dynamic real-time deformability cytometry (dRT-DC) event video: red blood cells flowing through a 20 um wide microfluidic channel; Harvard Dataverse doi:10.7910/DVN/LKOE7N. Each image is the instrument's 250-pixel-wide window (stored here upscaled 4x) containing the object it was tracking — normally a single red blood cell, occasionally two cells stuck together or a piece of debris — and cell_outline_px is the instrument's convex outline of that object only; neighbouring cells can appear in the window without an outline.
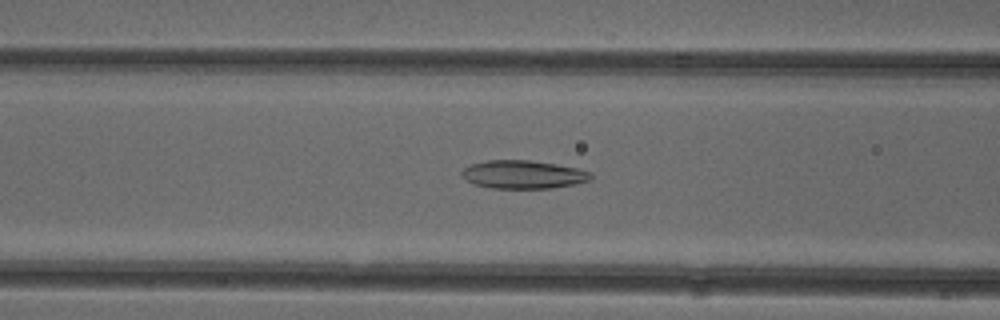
{"species": "common noctule bat (a hibernating species)", "species_latin": "Nyctalus noctula", "temperature_condition": "cold", "stored_images_in_passage": 36, "camera_frame_rate_fps": 3000, "um_per_image_px": 0.085, "animal": {"sex": "female"}, "frame": {"image": 1, "passage_image": 5, "time_ms": 1.333, "image_size_px": [1000, 320], "cell_outline_px": [[592, 180], [576, 184], [552, 188], [492, 188], [476, 184], [460, 176], [460, 172], [464, 168], [472, 164], [488, 160], [528, 160], [556, 164], [576, 168], [592, 172]], "centroid_in_image_um": [44.5, 14.83], "position_along_channel_um": 122.1, "area_um2": 21.21}}
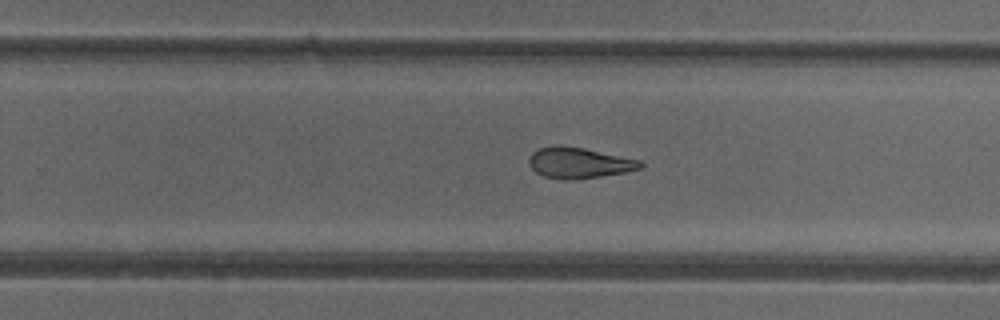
{"frame": {"image": 2, "passage_image": 17, "time_ms": 5.333, "image_size_px": [1000, 320], "cell_outline_px": [[644, 168], [624, 172], [600, 176], [572, 180], [564, 180], [544, 176], [536, 172], [528, 164], [528, 156], [532, 152], [540, 148], [556, 144], [584, 148], [640, 160], [644, 164]], "centroid_in_image_um": [49.19, 13.83], "position_along_channel_um": 280.6, "area_um2": 20.11}}
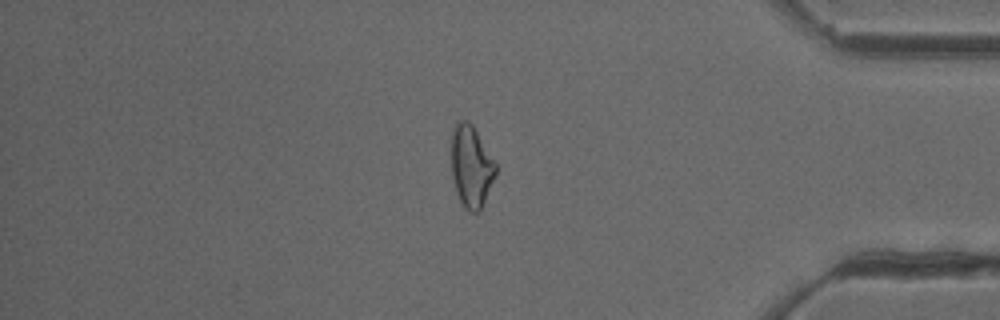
{"frame": {"image": 3, "passage_image": 28, "time_ms": 9.0, "image_size_px": [1000, 320], "cell_outline_px": [[496, 176], [480, 212], [468, 212], [464, 208], [456, 192], [452, 176], [452, 132], [456, 124], [460, 120], [468, 120], [472, 124], [496, 164]], "centroid_in_image_um": [40.06, 14.19], "position_along_channel_um": 395.1, "area_um2": 21.1}, "authors_computed_cell_mechanics": {"area_um2": 20.9814, "velocity_mm_per_s": 3.9653, "shape_relaxation_time_tau1_ms": null, "shape_relaxation_time_tau2_ms": 5.3636, "deformation_change_tau1": null, "deformation_change_tau2": 0.1539}}